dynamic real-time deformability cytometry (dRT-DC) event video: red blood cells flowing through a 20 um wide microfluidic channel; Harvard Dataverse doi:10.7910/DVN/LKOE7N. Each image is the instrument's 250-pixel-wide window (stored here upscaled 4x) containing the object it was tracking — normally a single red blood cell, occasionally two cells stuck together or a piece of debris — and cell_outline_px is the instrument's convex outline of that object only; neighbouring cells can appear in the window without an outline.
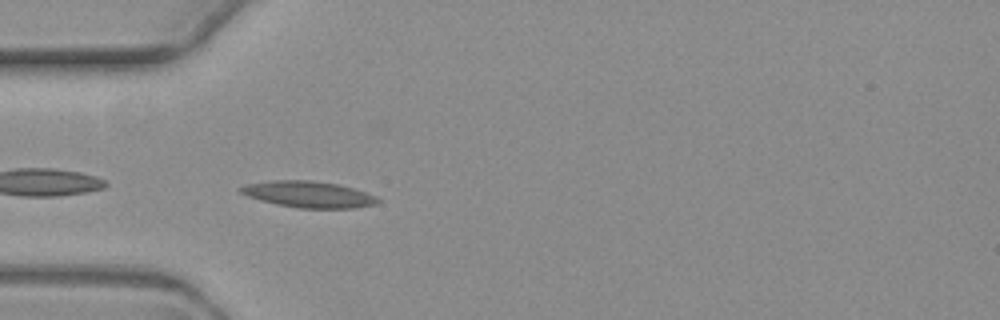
{"species": "common noctule bat (a hibernating species)", "species_latin": "Nyctalus noctula", "temperature_condition": "warm", "stored_images_in_passage": 5, "camera_frame_rate_fps": 3000, "um_per_image_px": 0.085, "animal": {"sex": "female", "body_mass_g": 19.3, "forearm_length_mm": 54.1}, "frame": {"image": 1, "passage_image": 5, "time_ms": 4.667, "image_size_px": [1000, 320], "cell_outline_px": [[380, 200], [376, 204], [352, 208], [296, 208], [276, 204], [260, 200], [248, 196], [240, 192], [236, 188], [244, 184], [272, 180], [312, 180], [336, 184], [352, 188], [376, 196]], "centroid_in_image_um": [26.16, 16.51], "position_along_channel_um": 58.8, "area_um2": 21.04}}